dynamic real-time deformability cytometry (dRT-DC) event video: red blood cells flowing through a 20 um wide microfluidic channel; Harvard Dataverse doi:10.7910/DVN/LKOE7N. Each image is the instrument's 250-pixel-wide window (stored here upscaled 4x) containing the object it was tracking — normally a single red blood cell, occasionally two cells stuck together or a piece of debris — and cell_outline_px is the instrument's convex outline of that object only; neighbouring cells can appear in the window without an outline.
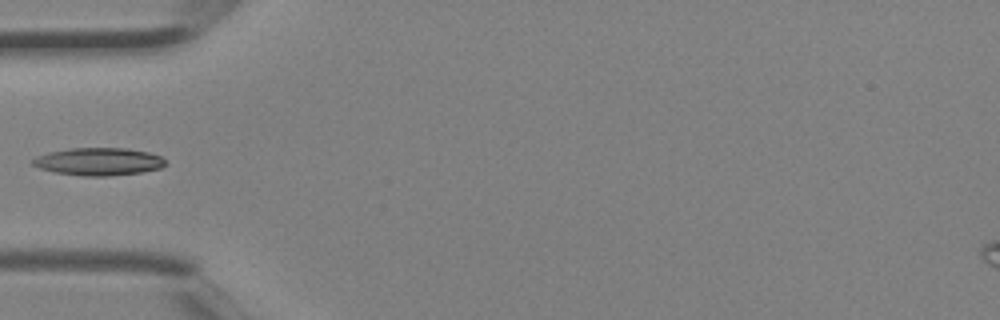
{"species": "Egyptian fruit bat (a non-hibernating species)", "species_latin": "Rousettus aegyptiacus", "temperature_condition": "room temperature", "stored_images_in_passage": 3, "camera_frame_rate_fps": 3000, "um_per_image_px": 0.085, "animal": {"sex": "female"}, "frame": {"image": 1, "passage_image": 3, "time_ms": 0.667, "image_size_px": [1000, 320], "cell_outline_px": [[164, 164], [160, 168], [140, 172], [108, 176], [84, 176], [56, 172], [40, 168], [32, 164], [32, 160], [36, 156], [48, 152], [68, 148], [128, 148], [148, 152], [160, 156], [164, 160]], "centroid_in_image_um": [8.35, 13.72], "position_along_channel_um": 76.6, "area_um2": 21.21}}